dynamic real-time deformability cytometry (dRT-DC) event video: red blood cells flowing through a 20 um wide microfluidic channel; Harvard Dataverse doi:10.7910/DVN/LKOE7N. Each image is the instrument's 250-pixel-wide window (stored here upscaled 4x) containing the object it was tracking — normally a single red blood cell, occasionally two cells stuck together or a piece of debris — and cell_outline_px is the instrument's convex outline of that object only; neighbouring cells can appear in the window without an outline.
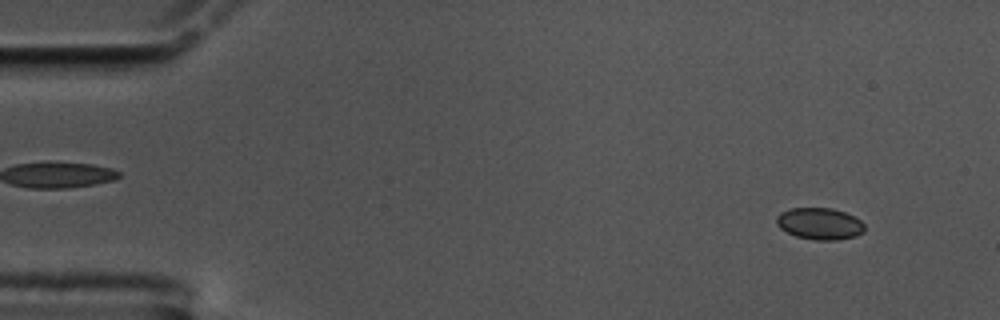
{"species": "common noctule bat (a hibernating species)", "species_latin": "Nyctalus noctula", "temperature_condition": "cold", "stored_images_in_passage": 59, "camera_frame_rate_fps": 3000, "um_per_image_px": 0.085, "animal": {"sex": "male", "body_mass_g": 17.5, "forearm_length_mm": 52.3}, "frame": {"image": 1, "passage_image": 5, "time_ms": 1.333, "image_size_px": [1000, 320], "cell_outline_px": [[864, 232], [856, 236], [836, 240], [816, 240], [796, 236], [780, 228], [776, 224], [776, 216], [780, 212], [788, 208], [832, 208], [844, 212], [860, 220], [864, 224]], "centroid_in_image_um": [69.65, 19.01], "position_along_channel_um": 15.3, "area_um2": 16.3}}
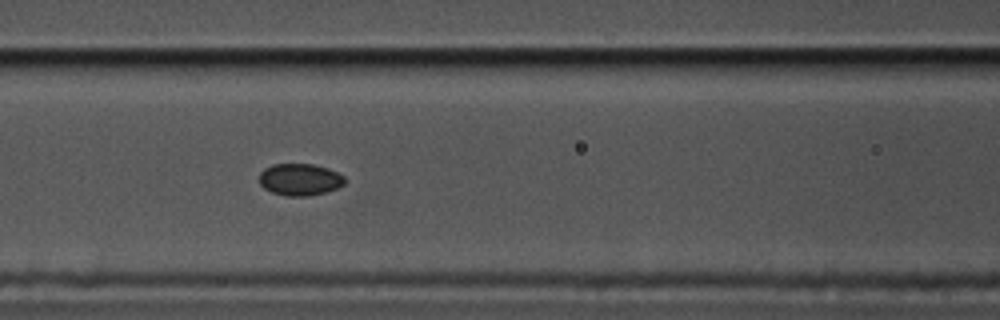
{"frame": {"image": 2, "passage_image": 25, "time_ms": 8.0, "image_size_px": [1000, 320], "cell_outline_px": [[344, 184], [336, 188], [324, 192], [308, 196], [288, 196], [272, 192], [264, 188], [260, 184], [260, 172], [264, 168], [272, 164], [312, 164], [328, 168], [344, 176]], "centroid_in_image_um": [25.47, 15.25], "position_along_channel_um": 141.1, "area_um2": 15.78}}
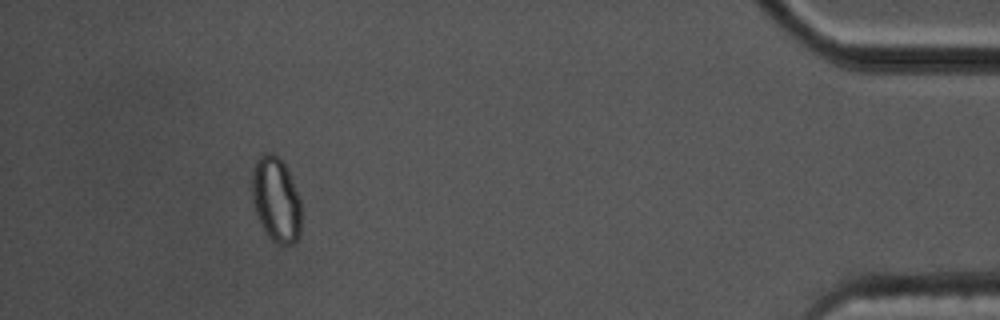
{"frame": {"image": 3, "passage_image": 54, "time_ms": 17.667, "image_size_px": [1000, 320], "cell_outline_px": [[300, 236], [292, 244], [276, 244], [264, 232], [256, 212], [252, 200], [252, 172], [256, 156], [268, 152], [272, 152], [284, 164], [292, 180], [300, 200]], "centroid_in_image_um": [23.44, 16.96], "position_along_channel_um": 411.8, "area_um2": 24.39}, "authors_computed_cell_mechanics": {"area_um2": 16.2418, "velocity_mm_per_s": 3.4258, "shape_relaxation_time_tau1_ms": null, "shape_relaxation_time_tau2_ms": 4.9102, "deformation_change_tau1": null, "deformation_change_tau2": 0.0447}}